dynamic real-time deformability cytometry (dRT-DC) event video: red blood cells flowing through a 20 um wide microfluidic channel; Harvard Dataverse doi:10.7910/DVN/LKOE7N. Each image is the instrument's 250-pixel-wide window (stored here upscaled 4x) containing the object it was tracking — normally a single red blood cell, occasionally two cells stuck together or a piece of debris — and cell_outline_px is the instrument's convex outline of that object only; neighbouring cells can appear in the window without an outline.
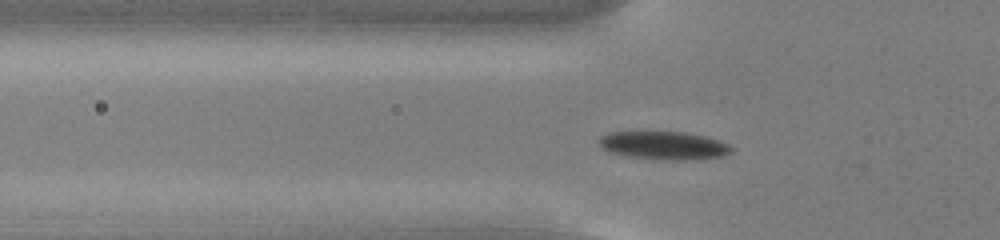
{"species": "common noctule bat (a hibernating species)", "species_latin": "Nyctalus noctula", "temperature_condition": "cold", "stored_images_in_passage": 45, "camera_frame_rate_fps": 3000, "um_per_image_px": 0.085, "animal": {"sex": "male", "body_mass_g": 13.0, "forearm_length_mm": 53.1}, "frame": {"image": 1, "passage_image": 9, "time_ms": 2.667, "image_size_px": [1000, 240], "cell_outline_px": [[732, 152], [724, 156], [700, 160], [660, 160], [624, 156], [600, 148], [600, 136], [608, 132], [684, 132], [704, 136], [720, 140], [728, 144], [732, 148]], "centroid_in_image_um": [56.46, 12.38], "position_along_channel_um": 69.3, "area_um2": 22.02}}
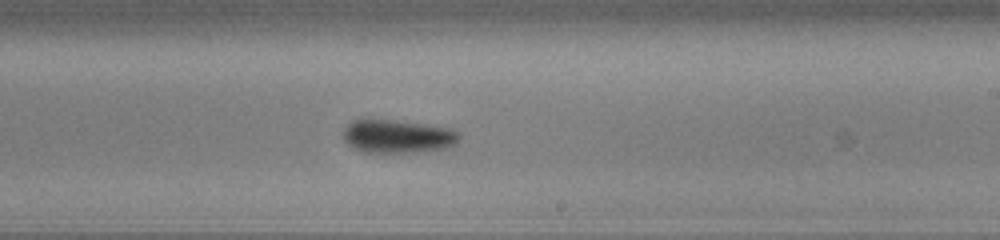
{"frame": {"image": 2, "passage_image": 24, "time_ms": 7.667, "image_size_px": [1000, 240], "cell_outline_px": [[460, 136], [456, 144], [444, 148], [424, 152], [360, 152], [352, 148], [344, 140], [344, 128], [352, 120], [392, 120], [448, 128], [460, 132]], "centroid_in_image_um": [33.79, 11.61], "position_along_channel_um": 255.2, "area_um2": 22.37}}
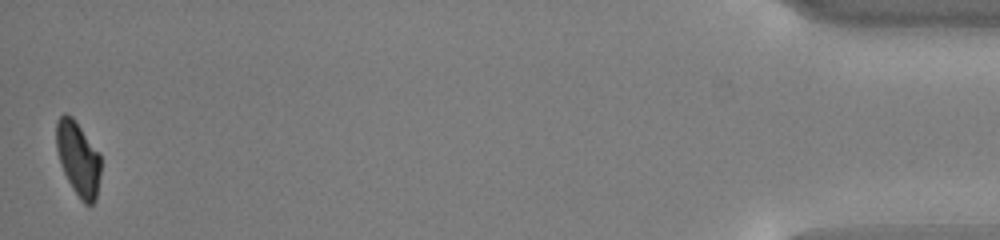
{"frame": {"image": 3, "passage_image": 45, "time_ms": 14.667, "image_size_px": [1000, 240], "cell_outline_px": [[100, 176], [96, 200], [92, 204], [84, 204], [80, 200], [72, 188], [60, 164], [56, 148], [56, 124], [60, 116], [64, 112], [72, 116], [100, 152]], "centroid_in_image_um": [6.65, 13.48], "position_along_channel_um": 428.6, "area_um2": 19.42}, "authors_computed_cell_mechanics": {"area_um2": 21.9062, "velocity_mm_per_s": 3.737, "shape_relaxation_time_tau1_ms": 2.4649, "shape_relaxation_time_tau2_ms": null, "deformation_change_tau1": 0.084, "deformation_change_tau2": null}}